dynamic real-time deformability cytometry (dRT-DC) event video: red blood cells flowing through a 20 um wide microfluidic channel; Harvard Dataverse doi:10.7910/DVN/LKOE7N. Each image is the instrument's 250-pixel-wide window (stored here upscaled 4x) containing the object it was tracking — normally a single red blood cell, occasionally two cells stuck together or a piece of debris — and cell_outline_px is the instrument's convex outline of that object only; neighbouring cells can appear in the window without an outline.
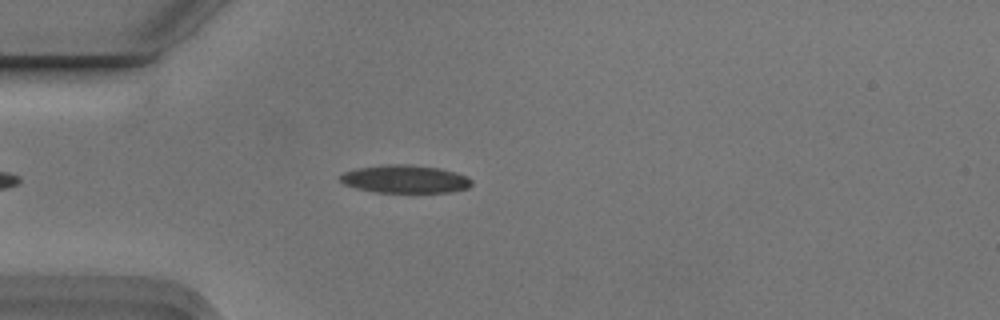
{"species": "Egyptian fruit bat (a non-hibernating species)", "species_latin": "Rousettus aegyptiacus", "temperature_condition": "cold", "stored_images_in_passage": 4, "camera_frame_rate_fps": 3000, "um_per_image_px": 0.085, "animal": {"sex": "male"}, "frame": {"image": 1, "passage_image": 4, "time_ms": 1.0, "image_size_px": [1000, 320], "cell_outline_px": [[472, 184], [468, 188], [452, 192], [376, 192], [356, 188], [344, 184], [340, 180], [340, 176], [344, 172], [356, 168], [388, 164], [408, 164], [440, 168], [468, 176], [472, 180]], "centroid_in_image_um": [34.45, 15.22], "position_along_channel_um": 50.6, "area_um2": 21.44}}